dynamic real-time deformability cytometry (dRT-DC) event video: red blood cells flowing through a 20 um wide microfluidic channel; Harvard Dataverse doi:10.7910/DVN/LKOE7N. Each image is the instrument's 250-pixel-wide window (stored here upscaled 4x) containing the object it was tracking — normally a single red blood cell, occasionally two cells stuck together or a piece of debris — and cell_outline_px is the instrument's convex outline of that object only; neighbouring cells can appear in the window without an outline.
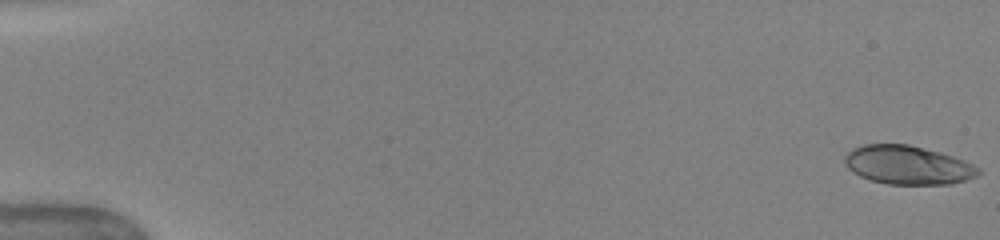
{"species": "human", "species_latin": "Homo sapiens", "temperature_condition": "warm", "stored_images_in_passage": 50, "camera_frame_rate_fps": 3000, "um_per_image_px": 0.085, "donor": {"sex": "female"}, "frame": {"image": 1, "passage_image": 1, "time_ms": 0.0, "image_size_px": [1000, 240], "cell_outline_px": [[980, 172], [976, 176], [952, 184], [888, 184], [872, 180], [860, 176], [852, 172], [844, 164], [844, 156], [852, 148], [864, 144], [908, 144], [940, 152], [964, 160], [980, 168]], "centroid_in_image_um": [77.14, 14.02], "position_along_channel_um": 7.9, "area_um2": 30.11}}
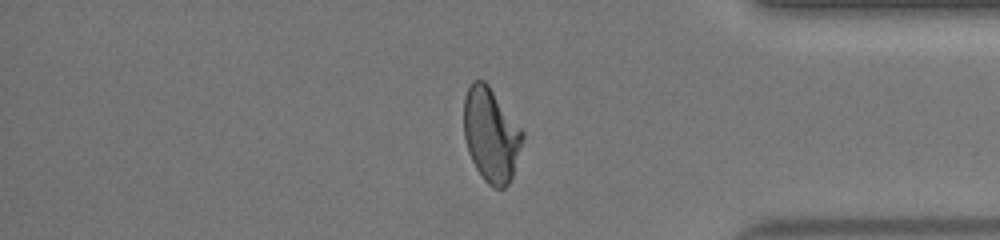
{"frame": {"image": 2, "passage_image": 43, "time_ms": 14.0, "image_size_px": [1000, 240], "cell_outline_px": [[524, 136], [512, 176], [508, 184], [504, 188], [496, 188], [488, 184], [484, 180], [476, 168], [468, 152], [464, 136], [464, 96], [472, 80], [484, 80], [488, 84], [524, 132]], "centroid_in_image_um": [41.72, 11.44], "position_along_channel_um": 393.5, "area_um2": 31.96}}
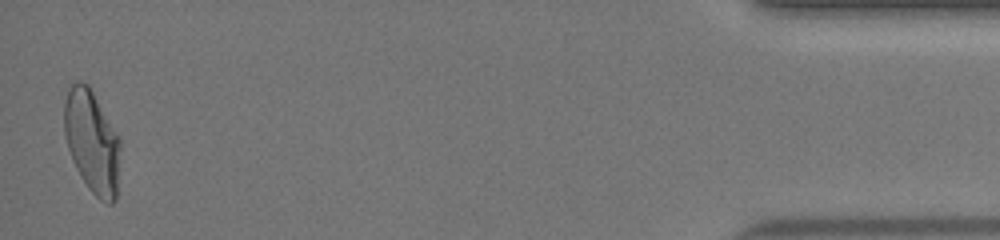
{"frame": {"image": 3, "passage_image": 50, "time_ms": 16.333, "image_size_px": [1000, 240], "cell_outline_px": [[120, 148], [116, 200], [112, 204], [108, 204], [100, 200], [88, 188], [80, 176], [72, 160], [68, 148], [64, 132], [64, 104], [68, 88], [76, 80], [80, 80], [88, 84], [120, 136]], "centroid_in_image_um": [7.82, 12.03], "position_along_channel_um": 427.4, "area_um2": 33.87}, "authors_computed_cell_mechanics": {"area_um2": 31.79, "velocity_mm_per_s": 4.0794, "shape_relaxation_time_tau1_ms": 4.9157, "shape_relaxation_time_tau2_ms": 0.9319, "deformation_change_tau1": 0.2224, "deformation_change_tau2": 0.0656}}